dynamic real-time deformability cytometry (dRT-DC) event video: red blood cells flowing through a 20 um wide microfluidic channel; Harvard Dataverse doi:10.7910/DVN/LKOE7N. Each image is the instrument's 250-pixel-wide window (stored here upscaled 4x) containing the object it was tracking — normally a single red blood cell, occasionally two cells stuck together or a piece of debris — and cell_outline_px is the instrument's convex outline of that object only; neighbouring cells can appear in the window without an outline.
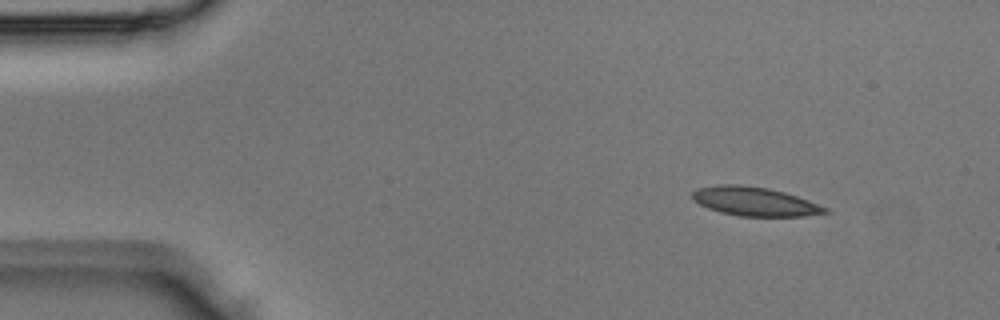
{"species": "Egyptian fruit bat (a non-hibernating species)", "species_latin": "Rousettus aegyptiacus", "temperature_condition": "room temperature", "stored_images_in_passage": 3, "camera_frame_rate_fps": 3000, "um_per_image_px": 0.085, "animal": {"sex": "male"}, "frame": {"image": 1, "passage_image": 1, "time_ms": 0.0, "image_size_px": [1000, 320], "cell_outline_px": [[832, 212], [804, 216], [740, 216], [720, 212], [708, 208], [692, 200], [692, 192], [696, 188], [716, 184], [740, 184], [768, 188], [784, 192], [808, 200], [828, 208]], "centroid_in_image_um": [64.13, 17.12], "position_along_channel_um": 20.9, "area_um2": 22.48}}
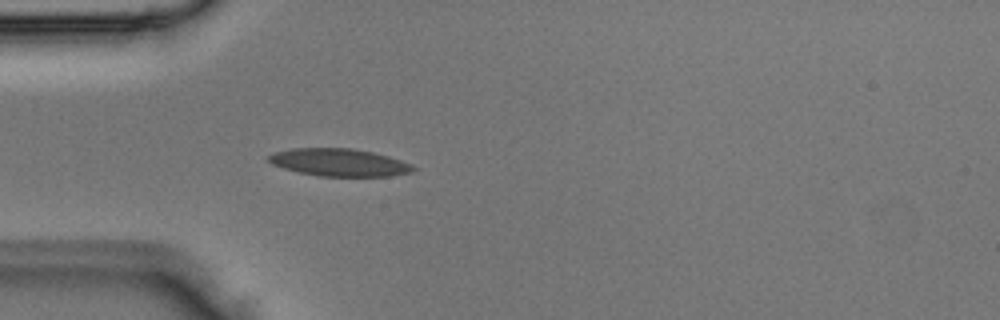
{"frame": {"image": 2, "passage_image": 3, "time_ms": 0.667, "image_size_px": [1000, 320], "cell_outline_px": [[416, 168], [412, 172], [392, 176], [320, 176], [300, 172], [284, 168], [272, 164], [268, 160], [268, 156], [272, 152], [292, 148], [352, 148], [372, 152], [388, 156], [412, 164]], "centroid_in_image_um": [28.83, 13.8], "position_along_channel_um": 56.2, "area_um2": 23.18}}